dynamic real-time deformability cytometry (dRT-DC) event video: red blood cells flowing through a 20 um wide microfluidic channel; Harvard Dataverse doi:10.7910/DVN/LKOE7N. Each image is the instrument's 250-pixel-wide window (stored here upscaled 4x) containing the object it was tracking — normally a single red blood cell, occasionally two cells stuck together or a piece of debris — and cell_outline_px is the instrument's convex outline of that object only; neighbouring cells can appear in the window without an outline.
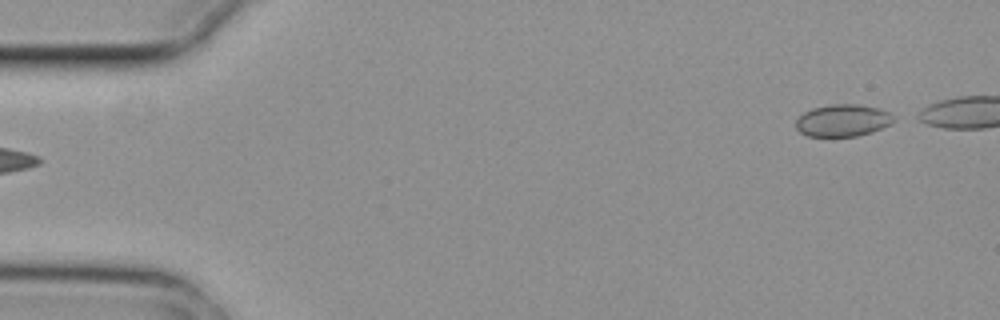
{"species": "common noctule bat (a hibernating species)", "species_latin": "Nyctalus noctula", "temperature_condition": "cold", "stored_images_in_passage": 4, "segment_of_instrument_passage": [2, 2], "camera_frame_rate_fps": 3000, "um_per_image_px": 0.085, "animal": {"sex": "female", "body_mass_g": 29.2, "forearm_length_mm": 56.3}, "frame": {"image": 1, "passage_image": 4, "time_ms": 1.0, "image_size_px": [1000, 320], "cell_outline_px": [[896, 120], [892, 124], [872, 132], [856, 136], [808, 136], [800, 132], [796, 128], [796, 120], [804, 112], [812, 108], [828, 104], [860, 104], [880, 108], [888, 112]], "centroid_in_image_um": [71.65, 10.23], "position_along_channel_um": 13.3, "area_um2": 18.44}}